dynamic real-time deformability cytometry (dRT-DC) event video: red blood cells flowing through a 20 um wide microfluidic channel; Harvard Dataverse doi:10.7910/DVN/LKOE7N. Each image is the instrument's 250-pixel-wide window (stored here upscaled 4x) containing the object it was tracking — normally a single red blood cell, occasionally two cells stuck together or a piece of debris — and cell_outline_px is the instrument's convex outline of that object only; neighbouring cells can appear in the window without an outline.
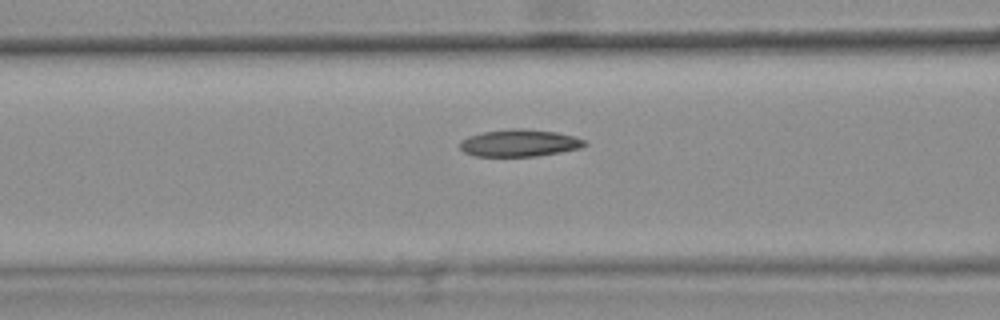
{"species": "common noctule bat (a hibernating species)", "species_latin": "Nyctalus noctula", "temperature_condition": "warm", "stored_images_in_passage": 48, "camera_frame_rate_fps": 3000, "um_per_image_px": 0.085, "animal": {"sex": "female", "body_mass_g": 25.1}, "frame": {"image": 1, "passage_image": 21, "time_ms": 6.667, "image_size_px": [1000, 320], "cell_outline_px": [[588, 144], [580, 148], [560, 152], [536, 156], [472, 156], [464, 152], [460, 148], [460, 140], [468, 136], [484, 132], [512, 128], [524, 128], [556, 132], [576, 136], [584, 140]], "centroid_in_image_um": [44.15, 12.15], "position_along_channel_um": 122.5, "area_um2": 19.83}, "authors_computed_cell_mechanics": {"area_um2": 19.9988, "velocity_mm_per_s": 3.8222, "shape_relaxation_time_tau1_ms": null, "shape_relaxation_time_tau2_ms": 3.975, "deformation_change_tau1": null, "deformation_change_tau2": 0.1137}}